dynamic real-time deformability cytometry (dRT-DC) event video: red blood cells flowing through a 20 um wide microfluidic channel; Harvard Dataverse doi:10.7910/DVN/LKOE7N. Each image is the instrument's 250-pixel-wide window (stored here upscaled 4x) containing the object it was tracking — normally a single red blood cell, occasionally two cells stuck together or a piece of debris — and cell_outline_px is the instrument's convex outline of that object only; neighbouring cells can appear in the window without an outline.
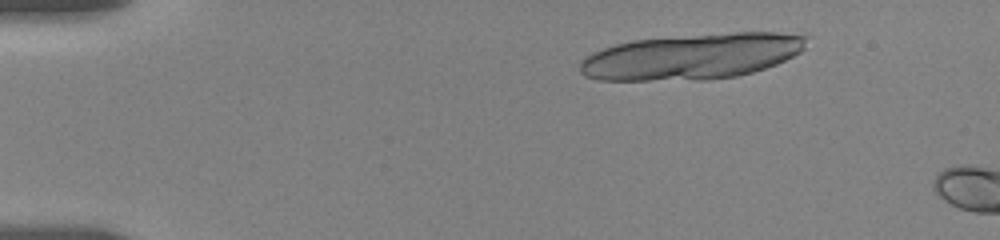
{"species": "human", "species_latin": "Homo sapiens", "temperature_condition": "room temperature", "stored_images_in_passage": 17, "camera_frame_rate_fps": 3000, "um_per_image_px": 0.085, "donor": {"sex": "female"}, "frame": {"image": 1, "passage_image": 12, "time_ms": 2.333, "image_size_px": [1000, 240], "cell_outline_px": [[812, 36], [804, 48], [800, 52], [776, 64], [752, 72], [736, 76], [708, 80], [596, 80], [584, 76], [580, 72], [580, 60], [592, 52], [616, 44], [632, 40], [732, 32], [776, 32]], "centroid_in_image_um": [58.82, 4.8], "position_along_channel_um": 26.2, "area_um2": 60.63}}